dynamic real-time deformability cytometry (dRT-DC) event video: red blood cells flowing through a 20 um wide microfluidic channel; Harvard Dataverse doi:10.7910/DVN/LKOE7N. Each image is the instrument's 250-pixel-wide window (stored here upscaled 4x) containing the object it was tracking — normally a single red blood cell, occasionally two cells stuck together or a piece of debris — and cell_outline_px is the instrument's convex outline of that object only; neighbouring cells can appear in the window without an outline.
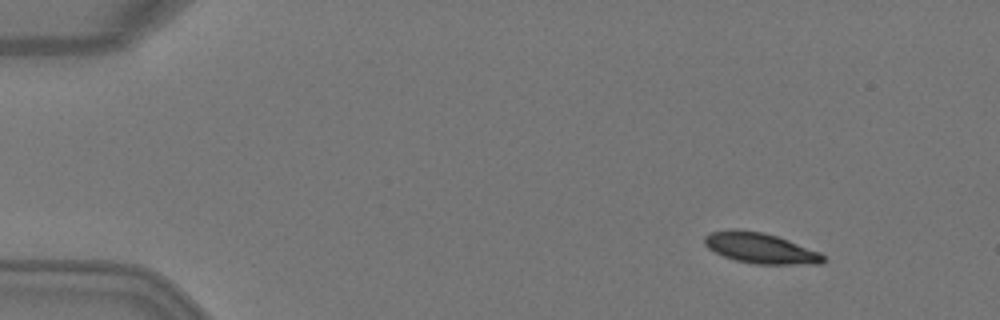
{"species": "Egyptian fruit bat (a non-hibernating species)", "species_latin": "Rousettus aegyptiacus", "temperature_condition": "warm", "stored_images_in_passage": 4, "camera_frame_rate_fps": 3000, "um_per_image_px": 0.085, "animal": {"sex": "female"}, "frame": {"image": 1, "passage_image": 2, "time_ms": 0.333, "image_size_px": [1000, 320], "cell_outline_px": [[824, 260], [820, 264], [756, 264], [736, 260], [724, 256], [708, 248], [704, 244], [704, 236], [712, 232], [732, 228], [736, 228], [764, 232], [788, 240], [820, 252], [824, 256]], "centroid_in_image_um": [64.61, 21.08], "position_along_channel_um": 20.4, "area_um2": 21.1}}